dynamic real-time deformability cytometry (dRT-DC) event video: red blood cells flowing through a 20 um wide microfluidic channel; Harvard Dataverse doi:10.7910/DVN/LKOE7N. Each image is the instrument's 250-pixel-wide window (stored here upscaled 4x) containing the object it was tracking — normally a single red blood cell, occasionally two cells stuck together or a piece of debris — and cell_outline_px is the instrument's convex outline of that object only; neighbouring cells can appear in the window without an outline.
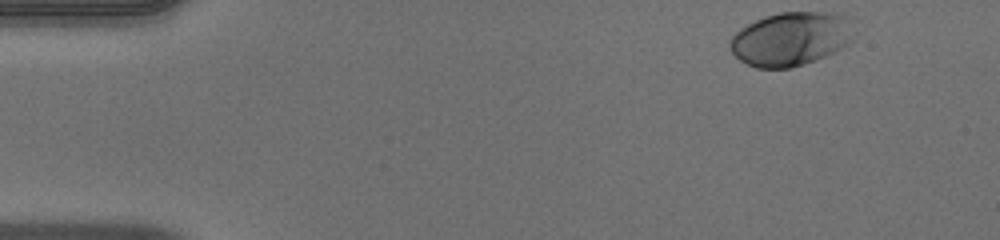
{"species": "human", "species_latin": "Homo sapiens", "temperature_condition": "warm", "stored_images_in_passage": 40, "camera_frame_rate_fps": 3000, "um_per_image_px": 0.085, "donor": {"sex": "male"}, "frame": {"image": 1, "passage_image": 1, "time_ms": 0.0, "image_size_px": [1000, 240], "cell_outline_px": [[856, 32], [852, 40], [848, 44], [824, 56], [804, 64], [792, 68], [756, 68], [740, 60], [732, 52], [728, 44], [728, 40], [740, 28], [764, 16], [780, 12], [828, 12], [852, 16]], "centroid_in_image_um": [67.27, 3.28], "position_along_channel_um": 17.7, "area_um2": 39.36}}
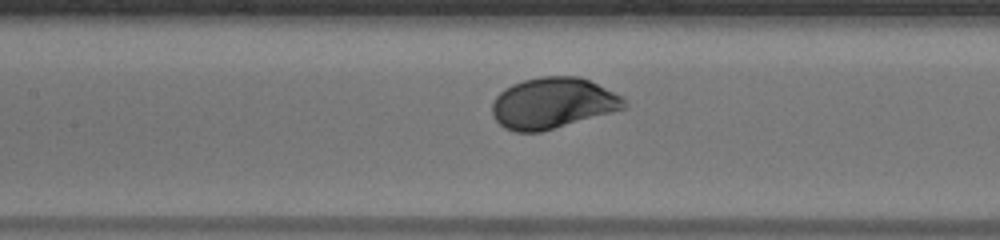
{"frame": {"image": 2, "passage_image": 20, "time_ms": 6.333, "image_size_px": [1000, 240], "cell_outline_px": [[628, 104], [624, 108], [612, 112], [540, 132], [516, 132], [504, 128], [492, 116], [492, 104], [496, 96], [504, 88], [512, 84], [524, 80], [540, 76], [580, 76], [624, 96]], "centroid_in_image_um": [46.99, 8.76], "position_along_channel_um": 160.4, "area_um2": 39.3}}
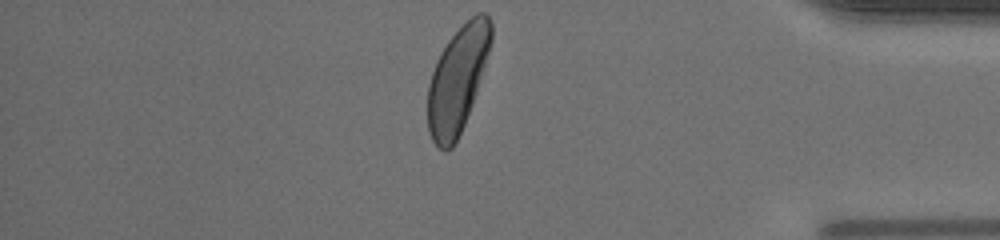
{"frame": {"image": 3, "passage_image": 40, "time_ms": 13.0, "image_size_px": [1000, 240], "cell_outline_px": [[492, 40], [472, 104], [464, 124], [452, 148], [444, 152], [432, 140], [428, 132], [428, 84], [436, 60], [440, 52], [448, 40], [476, 12], [484, 12], [488, 16], [492, 24]], "centroid_in_image_um": [38.87, 6.76], "position_along_channel_um": 396.3, "area_um2": 38.67}, "authors_computed_cell_mechanics": {"area_um2": 38.437, "velocity_mm_per_s": 4.0007, "shape_relaxation_time_tau1_ms": 1.9472, "shape_relaxation_time_tau2_ms": null, "deformation_change_tau1": 0.1366, "deformation_change_tau2": null}}